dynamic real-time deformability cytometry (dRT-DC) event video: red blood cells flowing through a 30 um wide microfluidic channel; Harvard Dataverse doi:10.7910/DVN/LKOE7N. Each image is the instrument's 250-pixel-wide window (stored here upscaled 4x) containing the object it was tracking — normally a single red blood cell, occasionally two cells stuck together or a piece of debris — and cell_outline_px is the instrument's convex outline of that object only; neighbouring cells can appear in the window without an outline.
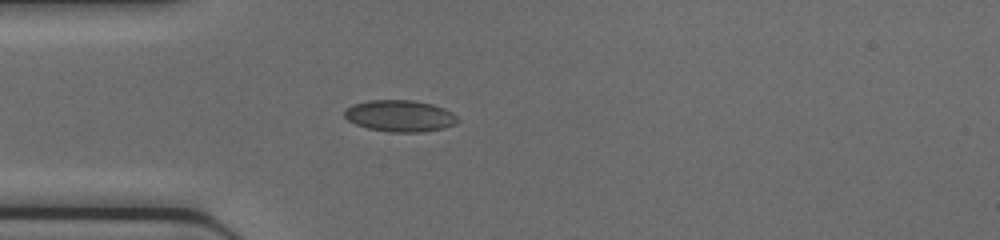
{"species": "common noctule bat (a hibernating species)", "species_latin": "Nyctalus noctula", "temperature_condition": "cold", "stored_images_in_passage": 30, "camera_frame_rate_fps": 3000, "um_per_image_px": 0.085, "animal": {"sex": "female", "body_mass_g": 17.0, "forearm_length_mm": 48.0}, "frame": {"image": 1, "passage_image": 6, "time_ms": 1.667, "image_size_px": [1000, 240], "cell_outline_px": [[460, 120], [456, 124], [444, 128], [420, 132], [388, 132], [368, 128], [356, 124], [348, 120], [344, 116], [344, 112], [352, 104], [368, 100], [412, 100], [432, 104], [444, 108], [452, 112]], "centroid_in_image_um": [34.01, 9.85], "position_along_channel_um": 51.0, "area_um2": 20.87}}
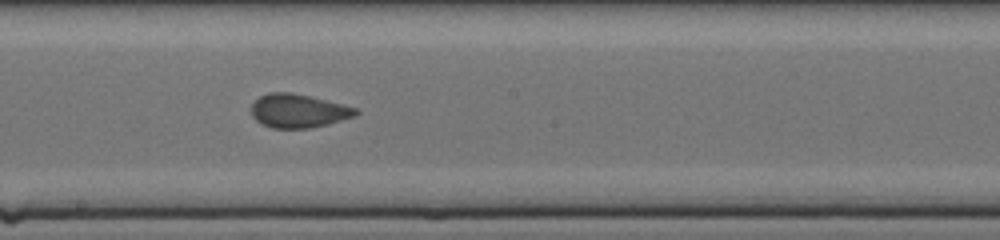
{"frame": {"image": 2, "passage_image": 18, "time_ms": 5.667, "image_size_px": [1000, 240], "cell_outline_px": [[360, 112], [356, 116], [328, 124], [312, 128], [272, 128], [260, 124], [252, 116], [252, 104], [260, 96], [268, 92], [288, 92], [308, 96], [356, 108]], "centroid_in_image_um": [25.34, 9.44], "position_along_channel_um": 222.9, "area_um2": 20.35}}
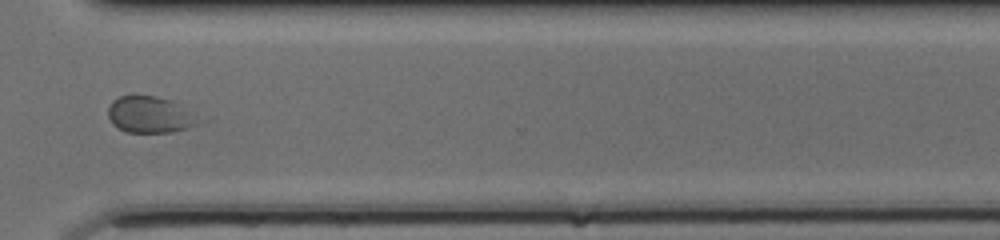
{"frame": {"image": 3, "passage_image": 27, "time_ms": 8.667, "image_size_px": [1000, 240], "cell_outline_px": [[196, 124], [188, 128], [172, 132], [128, 132], [112, 124], [108, 116], [108, 108], [112, 100], [120, 96], [156, 96], [168, 100], [176, 104], [188, 112], [196, 120]], "centroid_in_image_um": [12.63, 9.76], "position_along_channel_um": 358.0, "area_um2": 18.44}}